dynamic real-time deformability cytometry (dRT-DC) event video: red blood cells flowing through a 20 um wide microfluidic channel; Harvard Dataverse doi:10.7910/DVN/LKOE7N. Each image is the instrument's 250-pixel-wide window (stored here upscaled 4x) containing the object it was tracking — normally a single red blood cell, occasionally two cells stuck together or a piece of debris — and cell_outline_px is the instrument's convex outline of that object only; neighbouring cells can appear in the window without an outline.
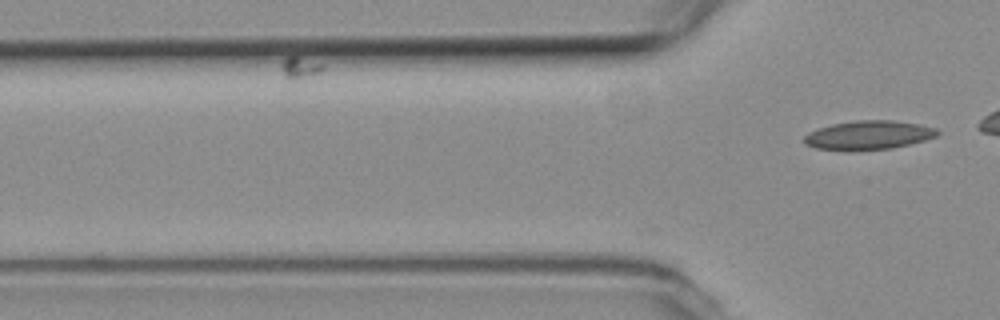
{"species": "common noctule bat (a hibernating species)", "species_latin": "Nyctalus noctula", "temperature_condition": "room temperature", "stored_images_in_passage": 5, "camera_frame_rate_fps": 3000, "um_per_image_px": 0.085, "animal": {"sex": "female", "body_mass_g": 19.3, "forearm_length_mm": 54.1}, "frame": {"image": 1, "passage_image": 5, "time_ms": 1.333, "image_size_px": [1000, 320], "cell_outline_px": [[940, 132], [936, 136], [924, 140], [892, 148], [848, 152], [816, 148], [804, 144], [804, 136], [820, 128], [832, 124], [856, 120], [892, 120], [920, 124], [936, 128]], "centroid_in_image_um": [73.82, 11.5], "position_along_channel_um": 52.0, "area_um2": 22.6}}